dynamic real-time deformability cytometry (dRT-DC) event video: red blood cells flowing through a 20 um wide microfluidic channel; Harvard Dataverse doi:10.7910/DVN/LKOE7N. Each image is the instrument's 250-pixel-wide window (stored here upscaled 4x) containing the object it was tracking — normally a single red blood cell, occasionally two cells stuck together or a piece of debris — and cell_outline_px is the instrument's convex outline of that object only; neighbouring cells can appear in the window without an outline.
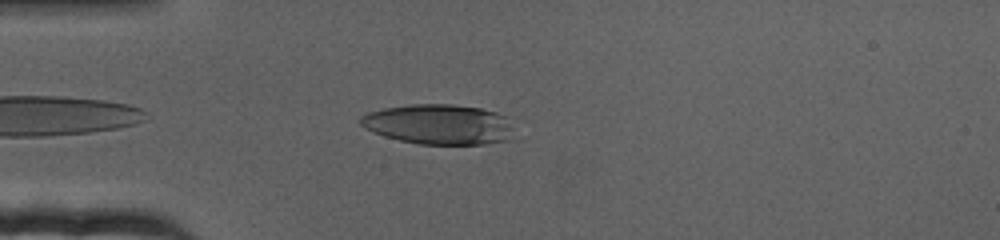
{"species": "human", "species_latin": "Homo sapiens", "temperature_condition": "cold", "stored_images_in_passage": 37, "camera_frame_rate_fps": 3000, "um_per_image_px": 0.085, "donor": {"sex": "female"}, "frame": {"image": 1, "passage_image": 4, "time_ms": 1.0, "image_size_px": [1000, 240], "cell_outline_px": [[512, 140], [484, 144], [420, 144], [400, 140], [384, 136], [372, 132], [364, 128], [360, 124], [360, 116], [368, 112], [384, 108], [412, 104], [452, 104], [480, 108], [496, 112], [508, 116], [512, 128]], "centroid_in_image_um": [37.32, 10.57], "position_along_channel_um": 47.7, "area_um2": 36.18}}
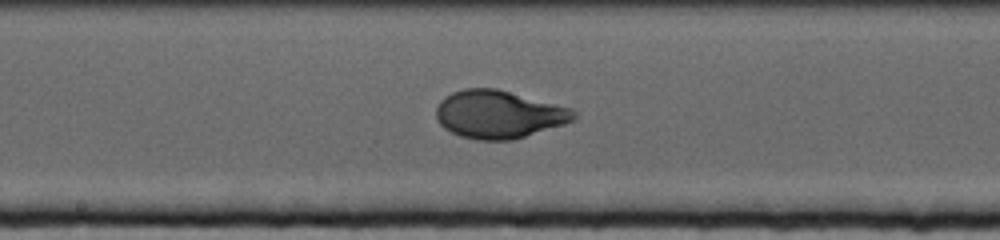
{"frame": {"image": 2, "passage_image": 23, "time_ms": 7.333, "image_size_px": [1000, 240], "cell_outline_px": [[576, 116], [572, 120], [564, 124], [512, 140], [476, 140], [460, 136], [444, 128], [436, 120], [436, 108], [440, 100], [444, 96], [452, 92], [464, 88], [496, 88], [572, 108], [576, 112]], "centroid_in_image_um": [42.36, 9.71], "position_along_channel_um": 205.8, "area_um2": 38.44}}
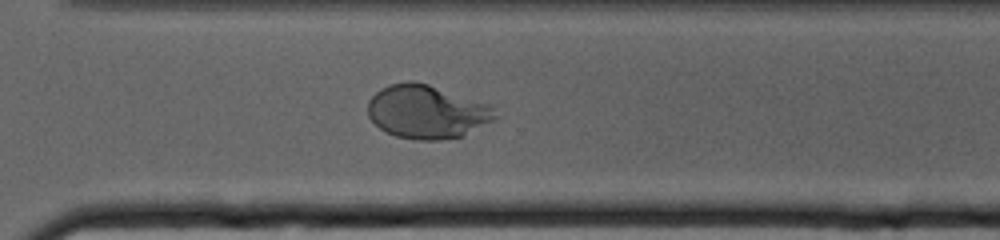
{"frame": {"image": 3, "passage_image": 37, "time_ms": 12.0, "image_size_px": [1000, 240], "cell_outline_px": [[496, 116], [492, 120], [464, 136], [440, 140], [420, 140], [396, 136], [380, 128], [368, 116], [368, 100], [380, 88], [388, 84], [408, 80], [412, 80], [428, 84], [492, 104]], "centroid_in_image_um": [36.28, 9.48], "position_along_channel_um": 334.3, "area_um2": 39.82}}